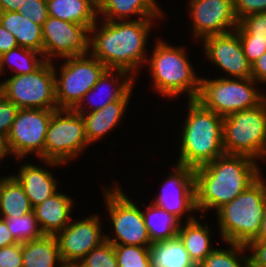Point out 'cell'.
Segmentation results:
<instances>
[{
	"instance_id": "6da1fadb",
	"label": "cell",
	"mask_w": 266,
	"mask_h": 267,
	"mask_svg": "<svg viewBox=\"0 0 266 267\" xmlns=\"http://www.w3.org/2000/svg\"><path fill=\"white\" fill-rule=\"evenodd\" d=\"M156 20L158 21V19L103 20L101 24H98L97 20L90 29L91 52L89 53L108 69L127 71L137 79L138 68L146 64L148 59L145 48Z\"/></svg>"
},
{
	"instance_id": "7a4b0ae2",
	"label": "cell",
	"mask_w": 266,
	"mask_h": 267,
	"mask_svg": "<svg viewBox=\"0 0 266 267\" xmlns=\"http://www.w3.org/2000/svg\"><path fill=\"white\" fill-rule=\"evenodd\" d=\"M256 162L245 155L224 153L194 169L197 211H217L246 190L262 175Z\"/></svg>"
},
{
	"instance_id": "3957f363",
	"label": "cell",
	"mask_w": 266,
	"mask_h": 267,
	"mask_svg": "<svg viewBox=\"0 0 266 267\" xmlns=\"http://www.w3.org/2000/svg\"><path fill=\"white\" fill-rule=\"evenodd\" d=\"M177 164L196 169L224 154L223 117L205 108L198 100H188Z\"/></svg>"
},
{
	"instance_id": "277c9868",
	"label": "cell",
	"mask_w": 266,
	"mask_h": 267,
	"mask_svg": "<svg viewBox=\"0 0 266 267\" xmlns=\"http://www.w3.org/2000/svg\"><path fill=\"white\" fill-rule=\"evenodd\" d=\"M152 54L147 59L151 73L152 88L169 98H177L186 93L188 100L198 98L201 77L194 71L183 46H172L157 39Z\"/></svg>"
},
{
	"instance_id": "5b68a950",
	"label": "cell",
	"mask_w": 266,
	"mask_h": 267,
	"mask_svg": "<svg viewBox=\"0 0 266 267\" xmlns=\"http://www.w3.org/2000/svg\"><path fill=\"white\" fill-rule=\"evenodd\" d=\"M261 175L231 202L216 211L220 239L247 245L260 231L266 211V182Z\"/></svg>"
},
{
	"instance_id": "8992f818",
	"label": "cell",
	"mask_w": 266,
	"mask_h": 267,
	"mask_svg": "<svg viewBox=\"0 0 266 267\" xmlns=\"http://www.w3.org/2000/svg\"><path fill=\"white\" fill-rule=\"evenodd\" d=\"M224 153L266 161V99L258 106L223 117Z\"/></svg>"
},
{
	"instance_id": "52a82bcc",
	"label": "cell",
	"mask_w": 266,
	"mask_h": 267,
	"mask_svg": "<svg viewBox=\"0 0 266 267\" xmlns=\"http://www.w3.org/2000/svg\"><path fill=\"white\" fill-rule=\"evenodd\" d=\"M258 84L253 78L201 77L196 100L205 108L225 117L260 105L266 99V92H259L256 88Z\"/></svg>"
},
{
	"instance_id": "ba28073f",
	"label": "cell",
	"mask_w": 266,
	"mask_h": 267,
	"mask_svg": "<svg viewBox=\"0 0 266 267\" xmlns=\"http://www.w3.org/2000/svg\"><path fill=\"white\" fill-rule=\"evenodd\" d=\"M88 145L81 114L72 109L55 110L47 128L42 163L52 167L67 164Z\"/></svg>"
},
{
	"instance_id": "9c48e42d",
	"label": "cell",
	"mask_w": 266,
	"mask_h": 267,
	"mask_svg": "<svg viewBox=\"0 0 266 267\" xmlns=\"http://www.w3.org/2000/svg\"><path fill=\"white\" fill-rule=\"evenodd\" d=\"M63 60L60 71L53 63L56 103L58 109L73 110L108 68L90 53Z\"/></svg>"
},
{
	"instance_id": "30bf717a",
	"label": "cell",
	"mask_w": 266,
	"mask_h": 267,
	"mask_svg": "<svg viewBox=\"0 0 266 267\" xmlns=\"http://www.w3.org/2000/svg\"><path fill=\"white\" fill-rule=\"evenodd\" d=\"M114 183L115 186L103 190L105 208L115 233L114 237L105 234V240L113 245L151 246L142 210L126 196L117 181Z\"/></svg>"
},
{
	"instance_id": "8fae6325",
	"label": "cell",
	"mask_w": 266,
	"mask_h": 267,
	"mask_svg": "<svg viewBox=\"0 0 266 267\" xmlns=\"http://www.w3.org/2000/svg\"><path fill=\"white\" fill-rule=\"evenodd\" d=\"M19 109L58 110L53 62L45 61L36 71L3 80L1 93Z\"/></svg>"
},
{
	"instance_id": "7c38bea8",
	"label": "cell",
	"mask_w": 266,
	"mask_h": 267,
	"mask_svg": "<svg viewBox=\"0 0 266 267\" xmlns=\"http://www.w3.org/2000/svg\"><path fill=\"white\" fill-rule=\"evenodd\" d=\"M54 111L53 109H19L5 139L9 155L19 160L33 153L40 161L44 160L47 128Z\"/></svg>"
},
{
	"instance_id": "4fadbf2b",
	"label": "cell",
	"mask_w": 266,
	"mask_h": 267,
	"mask_svg": "<svg viewBox=\"0 0 266 267\" xmlns=\"http://www.w3.org/2000/svg\"><path fill=\"white\" fill-rule=\"evenodd\" d=\"M42 54L46 61L88 54L90 30L81 24L48 17L42 27ZM53 58V59H52Z\"/></svg>"
},
{
	"instance_id": "5bb4252c",
	"label": "cell",
	"mask_w": 266,
	"mask_h": 267,
	"mask_svg": "<svg viewBox=\"0 0 266 267\" xmlns=\"http://www.w3.org/2000/svg\"><path fill=\"white\" fill-rule=\"evenodd\" d=\"M72 220L55 235L66 267H76L85 255L105 241L102 220L97 213L79 221Z\"/></svg>"
},
{
	"instance_id": "9a60e30c",
	"label": "cell",
	"mask_w": 266,
	"mask_h": 267,
	"mask_svg": "<svg viewBox=\"0 0 266 267\" xmlns=\"http://www.w3.org/2000/svg\"><path fill=\"white\" fill-rule=\"evenodd\" d=\"M193 39L203 40L212 35L234 31L239 25L233 0H189Z\"/></svg>"
},
{
	"instance_id": "2e32d148",
	"label": "cell",
	"mask_w": 266,
	"mask_h": 267,
	"mask_svg": "<svg viewBox=\"0 0 266 267\" xmlns=\"http://www.w3.org/2000/svg\"><path fill=\"white\" fill-rule=\"evenodd\" d=\"M171 172L162 184L161 192L152 203L173 214L180 221L184 214H193L196 209L194 169L174 164ZM183 215V216H182Z\"/></svg>"
},
{
	"instance_id": "e0dca14e",
	"label": "cell",
	"mask_w": 266,
	"mask_h": 267,
	"mask_svg": "<svg viewBox=\"0 0 266 267\" xmlns=\"http://www.w3.org/2000/svg\"><path fill=\"white\" fill-rule=\"evenodd\" d=\"M204 54L210 63H214L232 78H251V64L244 55L238 33L212 35L202 40Z\"/></svg>"
},
{
	"instance_id": "ac0fdd59",
	"label": "cell",
	"mask_w": 266,
	"mask_h": 267,
	"mask_svg": "<svg viewBox=\"0 0 266 267\" xmlns=\"http://www.w3.org/2000/svg\"><path fill=\"white\" fill-rule=\"evenodd\" d=\"M135 79L136 78L127 71L107 69L73 110L79 114L90 113L102 109L110 102L121 100L135 86ZM102 90L103 92H101ZM96 93H99L100 97L101 95L103 96L100 98V101L98 100L99 102H97L95 98L92 99ZM92 100H95V102ZM86 102H88L89 105H87Z\"/></svg>"
},
{
	"instance_id": "d6986e66",
	"label": "cell",
	"mask_w": 266,
	"mask_h": 267,
	"mask_svg": "<svg viewBox=\"0 0 266 267\" xmlns=\"http://www.w3.org/2000/svg\"><path fill=\"white\" fill-rule=\"evenodd\" d=\"M97 12L106 21H131L133 15L134 20H160L164 14L156 0H97Z\"/></svg>"
},
{
	"instance_id": "ffe728a7",
	"label": "cell",
	"mask_w": 266,
	"mask_h": 267,
	"mask_svg": "<svg viewBox=\"0 0 266 267\" xmlns=\"http://www.w3.org/2000/svg\"><path fill=\"white\" fill-rule=\"evenodd\" d=\"M73 199L59 191L33 207L35 217L44 235H56L71 221Z\"/></svg>"
},
{
	"instance_id": "44dd1931",
	"label": "cell",
	"mask_w": 266,
	"mask_h": 267,
	"mask_svg": "<svg viewBox=\"0 0 266 267\" xmlns=\"http://www.w3.org/2000/svg\"><path fill=\"white\" fill-rule=\"evenodd\" d=\"M133 88L118 101L108 103L102 109L81 114L84 119L85 133L89 144L102 139L121 122L124 113L129 106Z\"/></svg>"
},
{
	"instance_id": "7402d4cb",
	"label": "cell",
	"mask_w": 266,
	"mask_h": 267,
	"mask_svg": "<svg viewBox=\"0 0 266 267\" xmlns=\"http://www.w3.org/2000/svg\"><path fill=\"white\" fill-rule=\"evenodd\" d=\"M13 176L22 185L32 207L41 204L58 192L57 178L44 166L24 163L21 165L18 175L13 172Z\"/></svg>"
},
{
	"instance_id": "603a6c76",
	"label": "cell",
	"mask_w": 266,
	"mask_h": 267,
	"mask_svg": "<svg viewBox=\"0 0 266 267\" xmlns=\"http://www.w3.org/2000/svg\"><path fill=\"white\" fill-rule=\"evenodd\" d=\"M185 216H187V221L184 224L181 222L177 236L183 242L191 260L196 266H199L206 256L215 249L210 240L209 224L202 225L200 223L202 221L193 215Z\"/></svg>"
},
{
	"instance_id": "cb8c5ba5",
	"label": "cell",
	"mask_w": 266,
	"mask_h": 267,
	"mask_svg": "<svg viewBox=\"0 0 266 267\" xmlns=\"http://www.w3.org/2000/svg\"><path fill=\"white\" fill-rule=\"evenodd\" d=\"M50 17L81 24L89 30L98 20L97 0H47Z\"/></svg>"
},
{
	"instance_id": "d4e9b609",
	"label": "cell",
	"mask_w": 266,
	"mask_h": 267,
	"mask_svg": "<svg viewBox=\"0 0 266 267\" xmlns=\"http://www.w3.org/2000/svg\"><path fill=\"white\" fill-rule=\"evenodd\" d=\"M22 267H66L61 260L55 235L22 243Z\"/></svg>"
},
{
	"instance_id": "484cf974",
	"label": "cell",
	"mask_w": 266,
	"mask_h": 267,
	"mask_svg": "<svg viewBox=\"0 0 266 267\" xmlns=\"http://www.w3.org/2000/svg\"><path fill=\"white\" fill-rule=\"evenodd\" d=\"M0 24L14 35L18 46L42 53V26L17 11L0 12Z\"/></svg>"
},
{
	"instance_id": "4316f807",
	"label": "cell",
	"mask_w": 266,
	"mask_h": 267,
	"mask_svg": "<svg viewBox=\"0 0 266 267\" xmlns=\"http://www.w3.org/2000/svg\"><path fill=\"white\" fill-rule=\"evenodd\" d=\"M149 261L151 267H197L178 236L153 242Z\"/></svg>"
},
{
	"instance_id": "83f0119b",
	"label": "cell",
	"mask_w": 266,
	"mask_h": 267,
	"mask_svg": "<svg viewBox=\"0 0 266 267\" xmlns=\"http://www.w3.org/2000/svg\"><path fill=\"white\" fill-rule=\"evenodd\" d=\"M33 212V207L22 185L11 175L0 181V218L23 216Z\"/></svg>"
},
{
	"instance_id": "f1b7e54d",
	"label": "cell",
	"mask_w": 266,
	"mask_h": 267,
	"mask_svg": "<svg viewBox=\"0 0 266 267\" xmlns=\"http://www.w3.org/2000/svg\"><path fill=\"white\" fill-rule=\"evenodd\" d=\"M144 222L151 242L172 239L177 236L181 221L173 214L151 202L142 210Z\"/></svg>"
},
{
	"instance_id": "f546056e",
	"label": "cell",
	"mask_w": 266,
	"mask_h": 267,
	"mask_svg": "<svg viewBox=\"0 0 266 267\" xmlns=\"http://www.w3.org/2000/svg\"><path fill=\"white\" fill-rule=\"evenodd\" d=\"M45 61L42 53L18 46L0 56V69L3 74L7 65L13 71L12 76L29 74L36 71Z\"/></svg>"
},
{
	"instance_id": "4dcf8cb0",
	"label": "cell",
	"mask_w": 266,
	"mask_h": 267,
	"mask_svg": "<svg viewBox=\"0 0 266 267\" xmlns=\"http://www.w3.org/2000/svg\"><path fill=\"white\" fill-rule=\"evenodd\" d=\"M228 249H214L197 267H248L249 257L243 255L247 251L246 245L226 243Z\"/></svg>"
},
{
	"instance_id": "1f68e13d",
	"label": "cell",
	"mask_w": 266,
	"mask_h": 267,
	"mask_svg": "<svg viewBox=\"0 0 266 267\" xmlns=\"http://www.w3.org/2000/svg\"><path fill=\"white\" fill-rule=\"evenodd\" d=\"M6 220L7 227L18 243L32 241L44 236L34 212L23 216H11Z\"/></svg>"
},
{
	"instance_id": "d6a6232c",
	"label": "cell",
	"mask_w": 266,
	"mask_h": 267,
	"mask_svg": "<svg viewBox=\"0 0 266 267\" xmlns=\"http://www.w3.org/2000/svg\"><path fill=\"white\" fill-rule=\"evenodd\" d=\"M118 267H151L150 246L114 245Z\"/></svg>"
},
{
	"instance_id": "836d02e7",
	"label": "cell",
	"mask_w": 266,
	"mask_h": 267,
	"mask_svg": "<svg viewBox=\"0 0 266 267\" xmlns=\"http://www.w3.org/2000/svg\"><path fill=\"white\" fill-rule=\"evenodd\" d=\"M76 267H118L114 245L103 241L85 255Z\"/></svg>"
},
{
	"instance_id": "e575fe53",
	"label": "cell",
	"mask_w": 266,
	"mask_h": 267,
	"mask_svg": "<svg viewBox=\"0 0 266 267\" xmlns=\"http://www.w3.org/2000/svg\"><path fill=\"white\" fill-rule=\"evenodd\" d=\"M235 31L239 36H253V40L266 41V12L245 16Z\"/></svg>"
},
{
	"instance_id": "d590c367",
	"label": "cell",
	"mask_w": 266,
	"mask_h": 267,
	"mask_svg": "<svg viewBox=\"0 0 266 267\" xmlns=\"http://www.w3.org/2000/svg\"><path fill=\"white\" fill-rule=\"evenodd\" d=\"M17 12L42 27L49 17L47 0H24L22 8H18Z\"/></svg>"
},
{
	"instance_id": "8d00e7d4",
	"label": "cell",
	"mask_w": 266,
	"mask_h": 267,
	"mask_svg": "<svg viewBox=\"0 0 266 267\" xmlns=\"http://www.w3.org/2000/svg\"><path fill=\"white\" fill-rule=\"evenodd\" d=\"M19 108L10 100L0 94V137L6 139Z\"/></svg>"
},
{
	"instance_id": "74e56055",
	"label": "cell",
	"mask_w": 266,
	"mask_h": 267,
	"mask_svg": "<svg viewBox=\"0 0 266 267\" xmlns=\"http://www.w3.org/2000/svg\"><path fill=\"white\" fill-rule=\"evenodd\" d=\"M238 21L253 13L266 12V0H233Z\"/></svg>"
},
{
	"instance_id": "f35d334b",
	"label": "cell",
	"mask_w": 266,
	"mask_h": 267,
	"mask_svg": "<svg viewBox=\"0 0 266 267\" xmlns=\"http://www.w3.org/2000/svg\"><path fill=\"white\" fill-rule=\"evenodd\" d=\"M22 243L0 248V267H22Z\"/></svg>"
},
{
	"instance_id": "ab89813d",
	"label": "cell",
	"mask_w": 266,
	"mask_h": 267,
	"mask_svg": "<svg viewBox=\"0 0 266 267\" xmlns=\"http://www.w3.org/2000/svg\"><path fill=\"white\" fill-rule=\"evenodd\" d=\"M247 61L252 65L266 52V41L253 40V36H239Z\"/></svg>"
},
{
	"instance_id": "60d3db41",
	"label": "cell",
	"mask_w": 266,
	"mask_h": 267,
	"mask_svg": "<svg viewBox=\"0 0 266 267\" xmlns=\"http://www.w3.org/2000/svg\"><path fill=\"white\" fill-rule=\"evenodd\" d=\"M250 267H266V240H252L247 245Z\"/></svg>"
},
{
	"instance_id": "b9f144b4",
	"label": "cell",
	"mask_w": 266,
	"mask_h": 267,
	"mask_svg": "<svg viewBox=\"0 0 266 267\" xmlns=\"http://www.w3.org/2000/svg\"><path fill=\"white\" fill-rule=\"evenodd\" d=\"M251 78L259 83V85L260 83L266 84V52L252 63Z\"/></svg>"
},
{
	"instance_id": "7bdbcfd3",
	"label": "cell",
	"mask_w": 266,
	"mask_h": 267,
	"mask_svg": "<svg viewBox=\"0 0 266 267\" xmlns=\"http://www.w3.org/2000/svg\"><path fill=\"white\" fill-rule=\"evenodd\" d=\"M18 47L14 35L0 24V56Z\"/></svg>"
},
{
	"instance_id": "ee69618b",
	"label": "cell",
	"mask_w": 266,
	"mask_h": 267,
	"mask_svg": "<svg viewBox=\"0 0 266 267\" xmlns=\"http://www.w3.org/2000/svg\"><path fill=\"white\" fill-rule=\"evenodd\" d=\"M18 242L14 239L9 231L6 220L0 218V248L7 247Z\"/></svg>"
},
{
	"instance_id": "f6af8a7d",
	"label": "cell",
	"mask_w": 266,
	"mask_h": 267,
	"mask_svg": "<svg viewBox=\"0 0 266 267\" xmlns=\"http://www.w3.org/2000/svg\"><path fill=\"white\" fill-rule=\"evenodd\" d=\"M24 0H0V12H13L22 8Z\"/></svg>"
},
{
	"instance_id": "bcb514c9",
	"label": "cell",
	"mask_w": 266,
	"mask_h": 267,
	"mask_svg": "<svg viewBox=\"0 0 266 267\" xmlns=\"http://www.w3.org/2000/svg\"><path fill=\"white\" fill-rule=\"evenodd\" d=\"M254 240H266V211L264 214V218L261 221V228L259 234Z\"/></svg>"
},
{
	"instance_id": "7dc6e473",
	"label": "cell",
	"mask_w": 266,
	"mask_h": 267,
	"mask_svg": "<svg viewBox=\"0 0 266 267\" xmlns=\"http://www.w3.org/2000/svg\"><path fill=\"white\" fill-rule=\"evenodd\" d=\"M6 156H9L6 146V140L5 138L0 137V162L3 161Z\"/></svg>"
},
{
	"instance_id": "c3c4849f",
	"label": "cell",
	"mask_w": 266,
	"mask_h": 267,
	"mask_svg": "<svg viewBox=\"0 0 266 267\" xmlns=\"http://www.w3.org/2000/svg\"><path fill=\"white\" fill-rule=\"evenodd\" d=\"M1 69H0V76H1ZM2 89H3V81L0 82V94L2 93Z\"/></svg>"
}]
</instances>
